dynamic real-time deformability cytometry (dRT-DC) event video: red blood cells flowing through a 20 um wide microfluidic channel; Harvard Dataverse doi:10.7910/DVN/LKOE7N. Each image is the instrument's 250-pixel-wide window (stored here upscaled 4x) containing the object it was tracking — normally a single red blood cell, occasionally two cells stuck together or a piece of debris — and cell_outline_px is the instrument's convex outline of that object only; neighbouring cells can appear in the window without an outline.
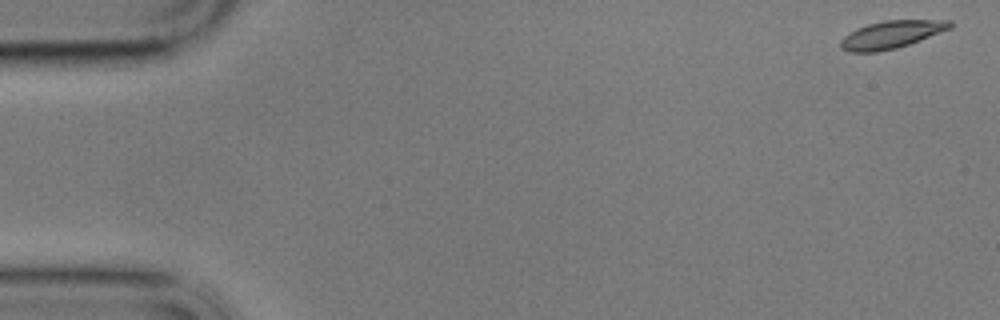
{"species": "common noctule bat (a hibernating species)", "species_latin": "Nyctalus noctula", "temperature_condition": "cold", "stored_images_in_passage": 4, "camera_frame_rate_fps": 3000, "um_per_image_px": 0.085, "animal": {"sex": "male", "body_mass_g": 17.9}, "frame": {"image": 1, "passage_image": 1, "time_ms": 0.0, "image_size_px": [1000, 320], "cell_outline_px": [[952, 28], [920, 40], [896, 48], [876, 52], [848, 52], [840, 48], [840, 40], [844, 36], [868, 24], [884, 20], [952, 20]], "centroid_in_image_um": [75.78, 2.94], "position_along_channel_um": 9.2, "area_um2": 17.46}}